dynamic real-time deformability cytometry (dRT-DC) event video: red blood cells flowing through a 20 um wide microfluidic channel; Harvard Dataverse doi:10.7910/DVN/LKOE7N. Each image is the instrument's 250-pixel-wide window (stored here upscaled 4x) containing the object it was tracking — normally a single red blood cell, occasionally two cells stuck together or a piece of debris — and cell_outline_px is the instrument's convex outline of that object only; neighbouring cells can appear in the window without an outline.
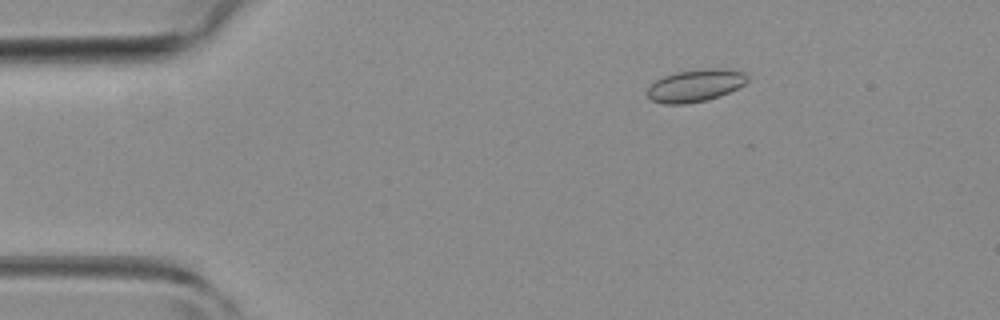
{"species": "common noctule bat (a hibernating species)", "species_latin": "Nyctalus noctula", "temperature_condition": "room temperature", "stored_images_in_passage": 43, "camera_frame_rate_fps": 3000, "um_per_image_px": 0.085, "animal": {"sex": "female", "body_mass_g": 19.3, "forearm_length_mm": 54.1}, "frame": {"image": 1, "passage_image": 3, "time_ms": 0.667, "image_size_px": [1000, 320], "cell_outline_px": [[748, 80], [744, 84], [720, 96], [704, 100], [684, 104], [664, 104], [652, 100], [648, 96], [648, 88], [656, 80], [664, 76], [676, 72], [704, 68], [724, 68], [744, 72], [748, 76]], "centroid_in_image_um": [59.12, 7.25], "position_along_channel_um": 25.9, "area_um2": 18.73}}
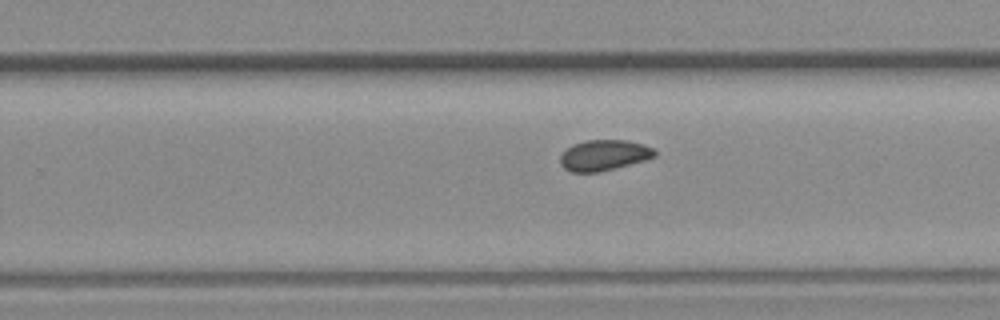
{"frame": {"image": 2, "passage_image": 25, "time_ms": 8.0, "image_size_px": [1000, 320], "cell_outline_px": [[656, 156], [644, 160], [600, 172], [572, 172], [564, 168], [560, 164], [560, 156], [572, 144], [584, 140], [628, 140], [644, 144], [652, 148], [656, 152]], "centroid_in_image_um": [51.32, 13.18], "position_along_channel_um": 278.5, "area_um2": 16.88}}
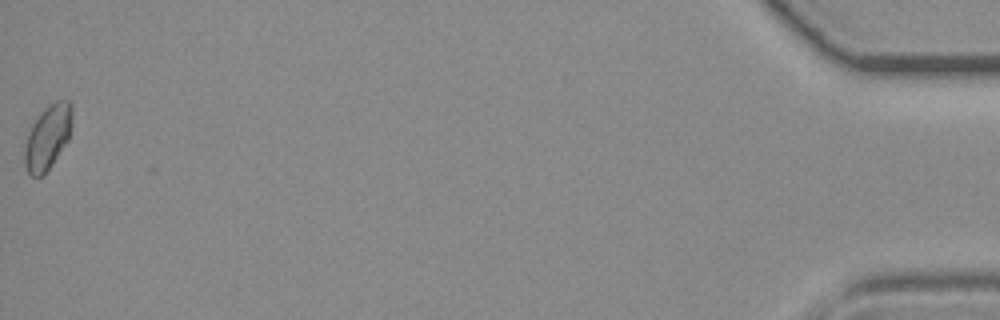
{"frame": {"image": 3, "passage_image": 43, "time_ms": 14.0, "image_size_px": [1000, 320], "cell_outline_px": [[72, 116], [68, 140], [52, 164], [40, 176], [32, 176], [28, 172], [24, 164], [24, 144], [28, 132], [32, 124], [44, 108], [48, 104], [56, 100], [68, 100], [72, 104]], "centroid_in_image_um": [4.04, 11.62], "position_along_channel_um": 431.2, "area_um2": 17.74}, "authors_computed_cell_mechanics": {"area_um2": 17.051, "velocity_mm_per_s": 4.3185, "shape_relaxation_time_tau1_ms": null, "shape_relaxation_time_tau2_ms": 1.6975, "deformation_change_tau1": null, "deformation_change_tau2": 0.0371}}